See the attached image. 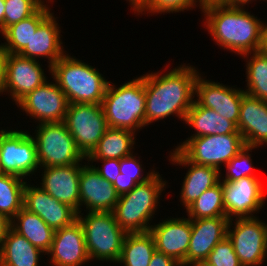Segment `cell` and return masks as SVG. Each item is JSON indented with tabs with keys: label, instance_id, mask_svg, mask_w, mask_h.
Masks as SVG:
<instances>
[{
	"label": "cell",
	"instance_id": "46",
	"mask_svg": "<svg viewBox=\"0 0 267 266\" xmlns=\"http://www.w3.org/2000/svg\"><path fill=\"white\" fill-rule=\"evenodd\" d=\"M254 1L256 0H228L224 5L229 7L245 8V5L249 6V4H252Z\"/></svg>",
	"mask_w": 267,
	"mask_h": 266
},
{
	"label": "cell",
	"instance_id": "27",
	"mask_svg": "<svg viewBox=\"0 0 267 266\" xmlns=\"http://www.w3.org/2000/svg\"><path fill=\"white\" fill-rule=\"evenodd\" d=\"M11 228L45 254L49 252L55 230L37 214L23 207L11 220Z\"/></svg>",
	"mask_w": 267,
	"mask_h": 266
},
{
	"label": "cell",
	"instance_id": "32",
	"mask_svg": "<svg viewBox=\"0 0 267 266\" xmlns=\"http://www.w3.org/2000/svg\"><path fill=\"white\" fill-rule=\"evenodd\" d=\"M26 182L18 176L0 173V214L9 220L23 208Z\"/></svg>",
	"mask_w": 267,
	"mask_h": 266
},
{
	"label": "cell",
	"instance_id": "8",
	"mask_svg": "<svg viewBox=\"0 0 267 266\" xmlns=\"http://www.w3.org/2000/svg\"><path fill=\"white\" fill-rule=\"evenodd\" d=\"M245 145L241 133H233L186 138L174 149L195 164L215 167L221 171L222 165L228 163Z\"/></svg>",
	"mask_w": 267,
	"mask_h": 266
},
{
	"label": "cell",
	"instance_id": "15",
	"mask_svg": "<svg viewBox=\"0 0 267 266\" xmlns=\"http://www.w3.org/2000/svg\"><path fill=\"white\" fill-rule=\"evenodd\" d=\"M39 60L8 53L6 79L2 94H7L16 105L28 93L43 85L47 80ZM6 92V93H4Z\"/></svg>",
	"mask_w": 267,
	"mask_h": 266
},
{
	"label": "cell",
	"instance_id": "37",
	"mask_svg": "<svg viewBox=\"0 0 267 266\" xmlns=\"http://www.w3.org/2000/svg\"><path fill=\"white\" fill-rule=\"evenodd\" d=\"M206 260L213 266H242L227 236L212 249Z\"/></svg>",
	"mask_w": 267,
	"mask_h": 266
},
{
	"label": "cell",
	"instance_id": "4",
	"mask_svg": "<svg viewBox=\"0 0 267 266\" xmlns=\"http://www.w3.org/2000/svg\"><path fill=\"white\" fill-rule=\"evenodd\" d=\"M109 128L137 133L145 127L144 74L116 87L109 82L101 102Z\"/></svg>",
	"mask_w": 267,
	"mask_h": 266
},
{
	"label": "cell",
	"instance_id": "11",
	"mask_svg": "<svg viewBox=\"0 0 267 266\" xmlns=\"http://www.w3.org/2000/svg\"><path fill=\"white\" fill-rule=\"evenodd\" d=\"M64 123L85 157L109 128L101 104H69Z\"/></svg>",
	"mask_w": 267,
	"mask_h": 266
},
{
	"label": "cell",
	"instance_id": "34",
	"mask_svg": "<svg viewBox=\"0 0 267 266\" xmlns=\"http://www.w3.org/2000/svg\"><path fill=\"white\" fill-rule=\"evenodd\" d=\"M258 147H252L245 145L244 148L234 156L228 163L224 165L226 167L225 178L220 181H235L243 177H258L252 164L251 153L252 150Z\"/></svg>",
	"mask_w": 267,
	"mask_h": 266
},
{
	"label": "cell",
	"instance_id": "44",
	"mask_svg": "<svg viewBox=\"0 0 267 266\" xmlns=\"http://www.w3.org/2000/svg\"><path fill=\"white\" fill-rule=\"evenodd\" d=\"M130 2L131 10H133L134 14H139L149 3L151 0H127Z\"/></svg>",
	"mask_w": 267,
	"mask_h": 266
},
{
	"label": "cell",
	"instance_id": "16",
	"mask_svg": "<svg viewBox=\"0 0 267 266\" xmlns=\"http://www.w3.org/2000/svg\"><path fill=\"white\" fill-rule=\"evenodd\" d=\"M169 218L152 224L149 232L154 238L156 251L172 257L181 266H185L191 239V219L184 216Z\"/></svg>",
	"mask_w": 267,
	"mask_h": 266
},
{
	"label": "cell",
	"instance_id": "17",
	"mask_svg": "<svg viewBox=\"0 0 267 266\" xmlns=\"http://www.w3.org/2000/svg\"><path fill=\"white\" fill-rule=\"evenodd\" d=\"M79 194L80 213L83 205L85 212H113L119 198L114 186L100 176L89 161L81 167Z\"/></svg>",
	"mask_w": 267,
	"mask_h": 266
},
{
	"label": "cell",
	"instance_id": "5",
	"mask_svg": "<svg viewBox=\"0 0 267 266\" xmlns=\"http://www.w3.org/2000/svg\"><path fill=\"white\" fill-rule=\"evenodd\" d=\"M157 172L148 181L137 184L130 192L120 195L113 210L116 222L126 233L148 232L150 221L160 204V196L167 187Z\"/></svg>",
	"mask_w": 267,
	"mask_h": 266
},
{
	"label": "cell",
	"instance_id": "36",
	"mask_svg": "<svg viewBox=\"0 0 267 266\" xmlns=\"http://www.w3.org/2000/svg\"><path fill=\"white\" fill-rule=\"evenodd\" d=\"M198 4L199 0H151L138 15L146 14V12L149 14L151 13L150 15L162 13L164 15L170 12L173 14L179 11L181 13V11L184 12V10H193Z\"/></svg>",
	"mask_w": 267,
	"mask_h": 266
},
{
	"label": "cell",
	"instance_id": "13",
	"mask_svg": "<svg viewBox=\"0 0 267 266\" xmlns=\"http://www.w3.org/2000/svg\"><path fill=\"white\" fill-rule=\"evenodd\" d=\"M47 80L43 85L23 97L16 105L30 119L38 124L64 122L69 102L65 93L54 80Z\"/></svg>",
	"mask_w": 267,
	"mask_h": 266
},
{
	"label": "cell",
	"instance_id": "12",
	"mask_svg": "<svg viewBox=\"0 0 267 266\" xmlns=\"http://www.w3.org/2000/svg\"><path fill=\"white\" fill-rule=\"evenodd\" d=\"M259 177H243L235 181H221L225 213L228 219L256 217L267 200L264 181ZM255 215V216H254Z\"/></svg>",
	"mask_w": 267,
	"mask_h": 266
},
{
	"label": "cell",
	"instance_id": "14",
	"mask_svg": "<svg viewBox=\"0 0 267 266\" xmlns=\"http://www.w3.org/2000/svg\"><path fill=\"white\" fill-rule=\"evenodd\" d=\"M198 75L195 83L194 102L199 106L213 109L220 116L238 125L240 107L244 89L233 88L230 85L207 80Z\"/></svg>",
	"mask_w": 267,
	"mask_h": 266
},
{
	"label": "cell",
	"instance_id": "23",
	"mask_svg": "<svg viewBox=\"0 0 267 266\" xmlns=\"http://www.w3.org/2000/svg\"><path fill=\"white\" fill-rule=\"evenodd\" d=\"M229 219L209 217L191 220V239L185 266L196 260H206L212 249L227 236Z\"/></svg>",
	"mask_w": 267,
	"mask_h": 266
},
{
	"label": "cell",
	"instance_id": "22",
	"mask_svg": "<svg viewBox=\"0 0 267 266\" xmlns=\"http://www.w3.org/2000/svg\"><path fill=\"white\" fill-rule=\"evenodd\" d=\"M57 17L52 12L32 33L30 42L19 53V55L38 60V58L48 59V68L51 72V66L62 58L67 52L64 51L61 40V29L57 22Z\"/></svg>",
	"mask_w": 267,
	"mask_h": 266
},
{
	"label": "cell",
	"instance_id": "28",
	"mask_svg": "<svg viewBox=\"0 0 267 266\" xmlns=\"http://www.w3.org/2000/svg\"><path fill=\"white\" fill-rule=\"evenodd\" d=\"M136 133L108 128L86 159H122L133 154ZM133 149V150H132Z\"/></svg>",
	"mask_w": 267,
	"mask_h": 266
},
{
	"label": "cell",
	"instance_id": "40",
	"mask_svg": "<svg viewBox=\"0 0 267 266\" xmlns=\"http://www.w3.org/2000/svg\"><path fill=\"white\" fill-rule=\"evenodd\" d=\"M112 185L114 186L116 193L120 196L130 192L137 183L132 178L117 177Z\"/></svg>",
	"mask_w": 267,
	"mask_h": 266
},
{
	"label": "cell",
	"instance_id": "1",
	"mask_svg": "<svg viewBox=\"0 0 267 266\" xmlns=\"http://www.w3.org/2000/svg\"><path fill=\"white\" fill-rule=\"evenodd\" d=\"M200 72L188 63L144 75L145 126L175 115L182 121L194 103L195 83Z\"/></svg>",
	"mask_w": 267,
	"mask_h": 266
},
{
	"label": "cell",
	"instance_id": "20",
	"mask_svg": "<svg viewBox=\"0 0 267 266\" xmlns=\"http://www.w3.org/2000/svg\"><path fill=\"white\" fill-rule=\"evenodd\" d=\"M82 163L67 166L40 167V187L52 197L80 213L79 179Z\"/></svg>",
	"mask_w": 267,
	"mask_h": 266
},
{
	"label": "cell",
	"instance_id": "2",
	"mask_svg": "<svg viewBox=\"0 0 267 266\" xmlns=\"http://www.w3.org/2000/svg\"><path fill=\"white\" fill-rule=\"evenodd\" d=\"M204 26L220 48L242 55L260 51L263 21L248 9L215 5L202 10Z\"/></svg>",
	"mask_w": 267,
	"mask_h": 266
},
{
	"label": "cell",
	"instance_id": "38",
	"mask_svg": "<svg viewBox=\"0 0 267 266\" xmlns=\"http://www.w3.org/2000/svg\"><path fill=\"white\" fill-rule=\"evenodd\" d=\"M141 163L140 157H137L134 153L120 159V175L118 177L132 178L137 184H141L151 179L158 172L153 168L144 175L145 171L143 172L144 168H142Z\"/></svg>",
	"mask_w": 267,
	"mask_h": 266
},
{
	"label": "cell",
	"instance_id": "47",
	"mask_svg": "<svg viewBox=\"0 0 267 266\" xmlns=\"http://www.w3.org/2000/svg\"><path fill=\"white\" fill-rule=\"evenodd\" d=\"M260 51L263 53H267V24L266 22L262 23V43Z\"/></svg>",
	"mask_w": 267,
	"mask_h": 266
},
{
	"label": "cell",
	"instance_id": "48",
	"mask_svg": "<svg viewBox=\"0 0 267 266\" xmlns=\"http://www.w3.org/2000/svg\"><path fill=\"white\" fill-rule=\"evenodd\" d=\"M5 0H0V33L4 31Z\"/></svg>",
	"mask_w": 267,
	"mask_h": 266
},
{
	"label": "cell",
	"instance_id": "39",
	"mask_svg": "<svg viewBox=\"0 0 267 266\" xmlns=\"http://www.w3.org/2000/svg\"><path fill=\"white\" fill-rule=\"evenodd\" d=\"M86 161H90L93 168L102 176L104 179L108 180L111 184H113L118 175H120V160L119 159H86ZM101 162V167H96V164L93 165L94 162Z\"/></svg>",
	"mask_w": 267,
	"mask_h": 266
},
{
	"label": "cell",
	"instance_id": "25",
	"mask_svg": "<svg viewBox=\"0 0 267 266\" xmlns=\"http://www.w3.org/2000/svg\"><path fill=\"white\" fill-rule=\"evenodd\" d=\"M184 122L196 132L191 133L189 138L240 133L234 122L220 116L213 109L199 106L195 102L186 114Z\"/></svg>",
	"mask_w": 267,
	"mask_h": 266
},
{
	"label": "cell",
	"instance_id": "6",
	"mask_svg": "<svg viewBox=\"0 0 267 266\" xmlns=\"http://www.w3.org/2000/svg\"><path fill=\"white\" fill-rule=\"evenodd\" d=\"M78 213L90 261L118 262L127 233L116 222L113 212ZM84 216V217H83Z\"/></svg>",
	"mask_w": 267,
	"mask_h": 266
},
{
	"label": "cell",
	"instance_id": "31",
	"mask_svg": "<svg viewBox=\"0 0 267 266\" xmlns=\"http://www.w3.org/2000/svg\"><path fill=\"white\" fill-rule=\"evenodd\" d=\"M241 57L247 58L245 93L267 102V53L256 51Z\"/></svg>",
	"mask_w": 267,
	"mask_h": 266
},
{
	"label": "cell",
	"instance_id": "43",
	"mask_svg": "<svg viewBox=\"0 0 267 266\" xmlns=\"http://www.w3.org/2000/svg\"><path fill=\"white\" fill-rule=\"evenodd\" d=\"M11 227V220L6 216L0 214V249L3 244V240L8 232V229Z\"/></svg>",
	"mask_w": 267,
	"mask_h": 266
},
{
	"label": "cell",
	"instance_id": "49",
	"mask_svg": "<svg viewBox=\"0 0 267 266\" xmlns=\"http://www.w3.org/2000/svg\"><path fill=\"white\" fill-rule=\"evenodd\" d=\"M186 266H213V265L210 264L207 260H196L189 263Z\"/></svg>",
	"mask_w": 267,
	"mask_h": 266
},
{
	"label": "cell",
	"instance_id": "26",
	"mask_svg": "<svg viewBox=\"0 0 267 266\" xmlns=\"http://www.w3.org/2000/svg\"><path fill=\"white\" fill-rule=\"evenodd\" d=\"M41 254L45 255L44 252L10 227L0 249V265L40 266Z\"/></svg>",
	"mask_w": 267,
	"mask_h": 266
},
{
	"label": "cell",
	"instance_id": "42",
	"mask_svg": "<svg viewBox=\"0 0 267 266\" xmlns=\"http://www.w3.org/2000/svg\"><path fill=\"white\" fill-rule=\"evenodd\" d=\"M8 52L0 44V96L3 92V87L6 79V64Z\"/></svg>",
	"mask_w": 267,
	"mask_h": 266
},
{
	"label": "cell",
	"instance_id": "9",
	"mask_svg": "<svg viewBox=\"0 0 267 266\" xmlns=\"http://www.w3.org/2000/svg\"><path fill=\"white\" fill-rule=\"evenodd\" d=\"M17 129L0 130V173L32 178L40 168L35 140L30 132Z\"/></svg>",
	"mask_w": 267,
	"mask_h": 266
},
{
	"label": "cell",
	"instance_id": "33",
	"mask_svg": "<svg viewBox=\"0 0 267 266\" xmlns=\"http://www.w3.org/2000/svg\"><path fill=\"white\" fill-rule=\"evenodd\" d=\"M191 220L209 217H226L222 182L207 189L186 208Z\"/></svg>",
	"mask_w": 267,
	"mask_h": 266
},
{
	"label": "cell",
	"instance_id": "30",
	"mask_svg": "<svg viewBox=\"0 0 267 266\" xmlns=\"http://www.w3.org/2000/svg\"><path fill=\"white\" fill-rule=\"evenodd\" d=\"M155 251V241L149 231L127 233L117 264H123V266H149Z\"/></svg>",
	"mask_w": 267,
	"mask_h": 266
},
{
	"label": "cell",
	"instance_id": "41",
	"mask_svg": "<svg viewBox=\"0 0 267 266\" xmlns=\"http://www.w3.org/2000/svg\"><path fill=\"white\" fill-rule=\"evenodd\" d=\"M149 266H181V264L174 260L172 257L155 251L152 255Z\"/></svg>",
	"mask_w": 267,
	"mask_h": 266
},
{
	"label": "cell",
	"instance_id": "24",
	"mask_svg": "<svg viewBox=\"0 0 267 266\" xmlns=\"http://www.w3.org/2000/svg\"><path fill=\"white\" fill-rule=\"evenodd\" d=\"M237 128L247 146L261 147L267 144V102L245 93Z\"/></svg>",
	"mask_w": 267,
	"mask_h": 266
},
{
	"label": "cell",
	"instance_id": "10",
	"mask_svg": "<svg viewBox=\"0 0 267 266\" xmlns=\"http://www.w3.org/2000/svg\"><path fill=\"white\" fill-rule=\"evenodd\" d=\"M227 237L232 242L242 266H262L267 261V223L265 221L258 217L229 219Z\"/></svg>",
	"mask_w": 267,
	"mask_h": 266
},
{
	"label": "cell",
	"instance_id": "45",
	"mask_svg": "<svg viewBox=\"0 0 267 266\" xmlns=\"http://www.w3.org/2000/svg\"><path fill=\"white\" fill-rule=\"evenodd\" d=\"M228 0H199L198 7L201 11L205 8L215 6V5H224Z\"/></svg>",
	"mask_w": 267,
	"mask_h": 266
},
{
	"label": "cell",
	"instance_id": "19",
	"mask_svg": "<svg viewBox=\"0 0 267 266\" xmlns=\"http://www.w3.org/2000/svg\"><path fill=\"white\" fill-rule=\"evenodd\" d=\"M25 183L23 207L37 214L54 230L71 225L78 213L70 206L49 195L40 186Z\"/></svg>",
	"mask_w": 267,
	"mask_h": 266
},
{
	"label": "cell",
	"instance_id": "50",
	"mask_svg": "<svg viewBox=\"0 0 267 266\" xmlns=\"http://www.w3.org/2000/svg\"><path fill=\"white\" fill-rule=\"evenodd\" d=\"M39 4H41L42 6H47V7H49V5L47 4V3H51L52 4V2H54L53 0H48V2H47V0H46V4H45V1L44 0H36Z\"/></svg>",
	"mask_w": 267,
	"mask_h": 266
},
{
	"label": "cell",
	"instance_id": "21",
	"mask_svg": "<svg viewBox=\"0 0 267 266\" xmlns=\"http://www.w3.org/2000/svg\"><path fill=\"white\" fill-rule=\"evenodd\" d=\"M173 151V152H172ZM169 154V162L187 167V173L182 182L180 204L184 209L202 195L204 191L220 182L222 172L215 167L195 164L189 161L179 150L173 149Z\"/></svg>",
	"mask_w": 267,
	"mask_h": 266
},
{
	"label": "cell",
	"instance_id": "18",
	"mask_svg": "<svg viewBox=\"0 0 267 266\" xmlns=\"http://www.w3.org/2000/svg\"><path fill=\"white\" fill-rule=\"evenodd\" d=\"M46 255L50 257L52 266H82L91 262L78 219L71 225L55 230L51 248Z\"/></svg>",
	"mask_w": 267,
	"mask_h": 266
},
{
	"label": "cell",
	"instance_id": "35",
	"mask_svg": "<svg viewBox=\"0 0 267 266\" xmlns=\"http://www.w3.org/2000/svg\"><path fill=\"white\" fill-rule=\"evenodd\" d=\"M4 30L34 15L42 5L36 0H5Z\"/></svg>",
	"mask_w": 267,
	"mask_h": 266
},
{
	"label": "cell",
	"instance_id": "29",
	"mask_svg": "<svg viewBox=\"0 0 267 266\" xmlns=\"http://www.w3.org/2000/svg\"><path fill=\"white\" fill-rule=\"evenodd\" d=\"M51 13L52 11L50 7L42 6L34 15L7 27L1 33L6 41L4 43H1L2 47L8 53L19 54L30 42L32 33H35L38 26Z\"/></svg>",
	"mask_w": 267,
	"mask_h": 266
},
{
	"label": "cell",
	"instance_id": "3",
	"mask_svg": "<svg viewBox=\"0 0 267 266\" xmlns=\"http://www.w3.org/2000/svg\"><path fill=\"white\" fill-rule=\"evenodd\" d=\"M50 73L69 104H101L110 82L99 69L68 53L51 66Z\"/></svg>",
	"mask_w": 267,
	"mask_h": 266
},
{
	"label": "cell",
	"instance_id": "7",
	"mask_svg": "<svg viewBox=\"0 0 267 266\" xmlns=\"http://www.w3.org/2000/svg\"><path fill=\"white\" fill-rule=\"evenodd\" d=\"M34 133L31 136L35 140L40 167L67 166L86 161L64 122L38 124Z\"/></svg>",
	"mask_w": 267,
	"mask_h": 266
}]
</instances>
